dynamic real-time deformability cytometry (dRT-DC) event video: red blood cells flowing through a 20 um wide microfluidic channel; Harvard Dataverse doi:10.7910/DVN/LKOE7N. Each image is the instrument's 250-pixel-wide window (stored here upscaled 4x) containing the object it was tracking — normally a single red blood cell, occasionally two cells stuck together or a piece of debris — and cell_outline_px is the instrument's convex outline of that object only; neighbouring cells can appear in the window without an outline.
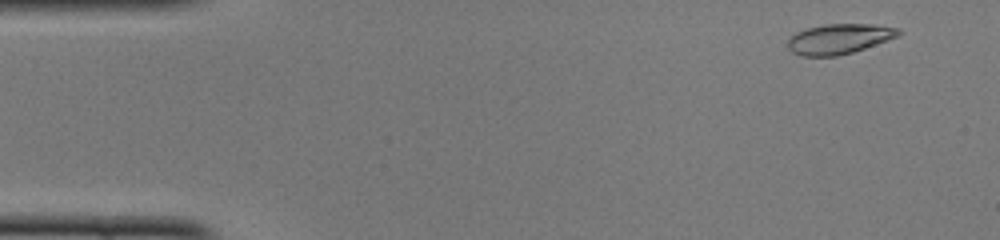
{"species": "common noctule bat (a hibernating species)", "species_latin": "Nyctalus noctula", "temperature_condition": "cold", "stored_images_in_passage": 47, "camera_frame_rate_fps": 3000, "um_per_image_px": 0.085, "animal": {"sex": "female", "body_mass_g": 22.0, "forearm_length_mm": 56.7}, "frame": {"image": 1, "passage_image": 2, "time_ms": 0.333, "image_size_px": [1000, 240], "cell_outline_px": [[900, 32], [896, 36], [864, 48], [852, 52], [836, 56], [800, 56], [792, 52], [788, 48], [788, 40], [796, 32], [808, 28], [824, 24], [872, 24], [900, 28]], "centroid_in_image_um": [71.28, 3.3], "position_along_channel_um": 13.7, "area_um2": 19.13}}
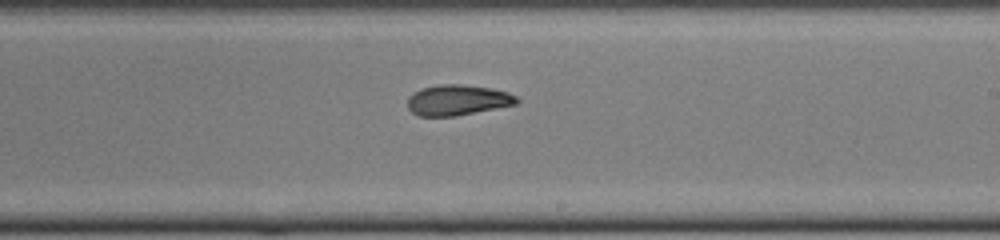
{"frame": {"image": 2, "passage_image": 27, "time_ms": 8.667, "image_size_px": [1000, 240], "cell_outline_px": [[520, 100], [516, 104], [456, 116], [416, 116], [408, 108], [408, 96], [424, 88], [440, 84], [460, 84], [492, 88], [508, 92], [516, 96]], "centroid_in_image_um": [38.9, 8.51], "position_along_channel_um": 250.1, "area_um2": 19.36}}
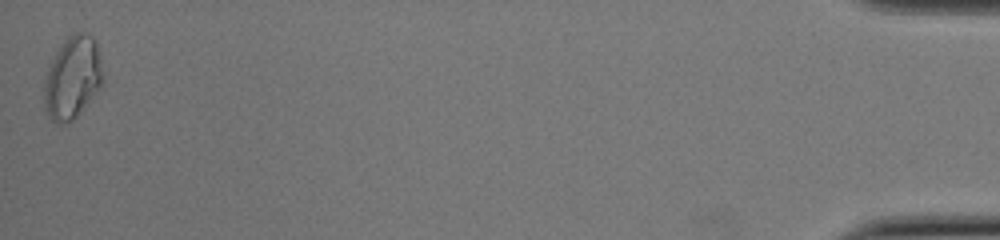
{"frame": {"image": 3, "passage_image": 47, "time_ms": 15.333, "image_size_px": [1000, 240], "cell_outline_px": [[104, 84], [76, 116], [72, 120], [64, 124], [56, 124], [48, 116], [44, 108], [44, 80], [48, 68], [56, 52], [68, 36], [76, 32], [88, 32], [92, 36], [100, 52], [104, 76]], "centroid_in_image_um": [6.18, 6.6], "position_along_channel_um": 429.0, "area_um2": 28.5}, "authors_computed_cell_mechanics": {"area_um2": 19.7098, "velocity_mm_per_s": 4.0895, "shape_relaxation_time_tau1_ms": 7.0327, "shape_relaxation_time_tau2_ms": 3.8305, "deformation_change_tau1": 0.2449, "deformation_change_tau2": 0.0879}}